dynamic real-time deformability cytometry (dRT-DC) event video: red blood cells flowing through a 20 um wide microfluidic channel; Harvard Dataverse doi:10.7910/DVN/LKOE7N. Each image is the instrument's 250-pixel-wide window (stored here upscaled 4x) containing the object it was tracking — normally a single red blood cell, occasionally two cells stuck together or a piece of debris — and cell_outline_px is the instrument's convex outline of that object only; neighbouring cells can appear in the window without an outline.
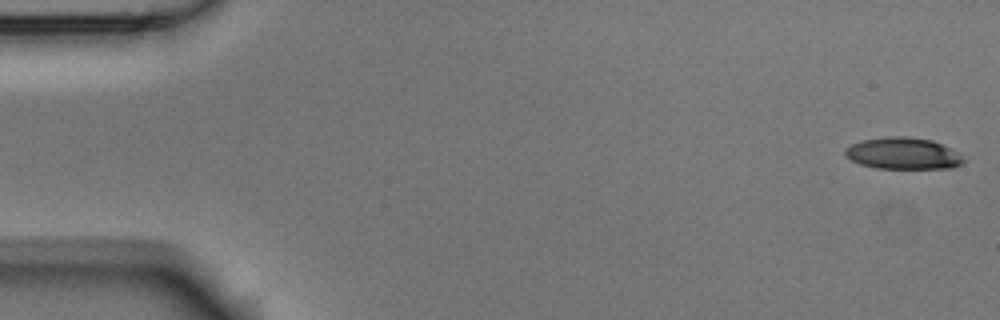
{"species": "Egyptian fruit bat (a non-hibernating species)", "species_latin": "Rousettus aegyptiacus", "temperature_condition": "room temperature", "stored_images_in_passage": 2, "segment_of_instrument_passage": [2, 2], "camera_frame_rate_fps": 3000, "um_per_image_px": 0.085, "animal": {"sex": "male"}, "frame": {"image": 1, "passage_image": 2, "time_ms": 0.333, "image_size_px": [1000, 320], "cell_outline_px": [[964, 160], [960, 164], [952, 168], [876, 168], [860, 164], [844, 156], [844, 148], [852, 144], [864, 140], [888, 136], [904, 136], [932, 140], [952, 148]], "centroid_in_image_um": [76.73, 13.04], "position_along_channel_um": 8.3, "area_um2": 21.73}}